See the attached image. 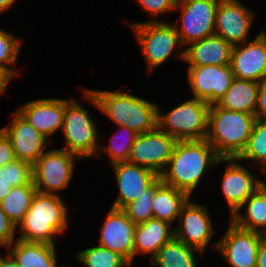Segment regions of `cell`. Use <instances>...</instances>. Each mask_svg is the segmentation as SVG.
Instances as JSON below:
<instances>
[{"instance_id":"1","label":"cell","mask_w":266,"mask_h":267,"mask_svg":"<svg viewBox=\"0 0 266 267\" xmlns=\"http://www.w3.org/2000/svg\"><path fill=\"white\" fill-rule=\"evenodd\" d=\"M219 162L222 163V158L206 139L177 141L166 168L159 176L164 184L191 197L207 168Z\"/></svg>"},{"instance_id":"2","label":"cell","mask_w":266,"mask_h":267,"mask_svg":"<svg viewBox=\"0 0 266 267\" xmlns=\"http://www.w3.org/2000/svg\"><path fill=\"white\" fill-rule=\"evenodd\" d=\"M84 96L98 110L105 113L117 126L130 128L137 134L157 127L158 105L146 99L121 91L84 88Z\"/></svg>"},{"instance_id":"3","label":"cell","mask_w":266,"mask_h":267,"mask_svg":"<svg viewBox=\"0 0 266 267\" xmlns=\"http://www.w3.org/2000/svg\"><path fill=\"white\" fill-rule=\"evenodd\" d=\"M255 121V115L211 104L205 139L221 158H237L248 143Z\"/></svg>"},{"instance_id":"4","label":"cell","mask_w":266,"mask_h":267,"mask_svg":"<svg viewBox=\"0 0 266 267\" xmlns=\"http://www.w3.org/2000/svg\"><path fill=\"white\" fill-rule=\"evenodd\" d=\"M67 215L66 204L58 193L36 192L28 212L18 224V239L55 245L54 238L63 234L68 226Z\"/></svg>"},{"instance_id":"5","label":"cell","mask_w":266,"mask_h":267,"mask_svg":"<svg viewBox=\"0 0 266 267\" xmlns=\"http://www.w3.org/2000/svg\"><path fill=\"white\" fill-rule=\"evenodd\" d=\"M210 105L192 98L162 115L158 107L157 126L177 141L204 140Z\"/></svg>"},{"instance_id":"6","label":"cell","mask_w":266,"mask_h":267,"mask_svg":"<svg viewBox=\"0 0 266 267\" xmlns=\"http://www.w3.org/2000/svg\"><path fill=\"white\" fill-rule=\"evenodd\" d=\"M65 148L80 159L98 156L97 125L91 119L88 110L77 100L65 99V113L62 124Z\"/></svg>"},{"instance_id":"7","label":"cell","mask_w":266,"mask_h":267,"mask_svg":"<svg viewBox=\"0 0 266 267\" xmlns=\"http://www.w3.org/2000/svg\"><path fill=\"white\" fill-rule=\"evenodd\" d=\"M137 41L140 43L148 72L159 67L178 47H183L174 23L149 20L147 22L130 23Z\"/></svg>"},{"instance_id":"8","label":"cell","mask_w":266,"mask_h":267,"mask_svg":"<svg viewBox=\"0 0 266 267\" xmlns=\"http://www.w3.org/2000/svg\"><path fill=\"white\" fill-rule=\"evenodd\" d=\"M78 156L64 149L45 151L33 164V183L37 192L56 195V191L67 188L74 175Z\"/></svg>"},{"instance_id":"9","label":"cell","mask_w":266,"mask_h":267,"mask_svg":"<svg viewBox=\"0 0 266 267\" xmlns=\"http://www.w3.org/2000/svg\"><path fill=\"white\" fill-rule=\"evenodd\" d=\"M219 0H178L180 24H174L183 46L215 34V16ZM179 25V26H178Z\"/></svg>"},{"instance_id":"10","label":"cell","mask_w":266,"mask_h":267,"mask_svg":"<svg viewBox=\"0 0 266 267\" xmlns=\"http://www.w3.org/2000/svg\"><path fill=\"white\" fill-rule=\"evenodd\" d=\"M177 140L158 126L138 134L131 147L128 162L153 170L158 176L166 168Z\"/></svg>"},{"instance_id":"11","label":"cell","mask_w":266,"mask_h":267,"mask_svg":"<svg viewBox=\"0 0 266 267\" xmlns=\"http://www.w3.org/2000/svg\"><path fill=\"white\" fill-rule=\"evenodd\" d=\"M261 236V233L242 229L230 220L224 236L212 246L231 267H256Z\"/></svg>"},{"instance_id":"12","label":"cell","mask_w":266,"mask_h":267,"mask_svg":"<svg viewBox=\"0 0 266 267\" xmlns=\"http://www.w3.org/2000/svg\"><path fill=\"white\" fill-rule=\"evenodd\" d=\"M188 84L197 98L209 105L215 104L230 88L234 80L231 65L188 67Z\"/></svg>"},{"instance_id":"13","label":"cell","mask_w":266,"mask_h":267,"mask_svg":"<svg viewBox=\"0 0 266 267\" xmlns=\"http://www.w3.org/2000/svg\"><path fill=\"white\" fill-rule=\"evenodd\" d=\"M255 13L239 0H219L215 16V35L235 46L248 41Z\"/></svg>"},{"instance_id":"14","label":"cell","mask_w":266,"mask_h":267,"mask_svg":"<svg viewBox=\"0 0 266 267\" xmlns=\"http://www.w3.org/2000/svg\"><path fill=\"white\" fill-rule=\"evenodd\" d=\"M178 220L180 223L174 228V238L201 252L205 251L215 233L206 206L189 199L182 207Z\"/></svg>"},{"instance_id":"15","label":"cell","mask_w":266,"mask_h":267,"mask_svg":"<svg viewBox=\"0 0 266 267\" xmlns=\"http://www.w3.org/2000/svg\"><path fill=\"white\" fill-rule=\"evenodd\" d=\"M230 65L235 78L263 82L266 80V32L261 31L251 42L232 48Z\"/></svg>"},{"instance_id":"16","label":"cell","mask_w":266,"mask_h":267,"mask_svg":"<svg viewBox=\"0 0 266 267\" xmlns=\"http://www.w3.org/2000/svg\"><path fill=\"white\" fill-rule=\"evenodd\" d=\"M135 227L123 209L111 207L101 228L99 245L119 253L132 264Z\"/></svg>"},{"instance_id":"17","label":"cell","mask_w":266,"mask_h":267,"mask_svg":"<svg viewBox=\"0 0 266 267\" xmlns=\"http://www.w3.org/2000/svg\"><path fill=\"white\" fill-rule=\"evenodd\" d=\"M236 161L238 162L236 157L222 158L223 163L228 162L222 178L221 188L230 209V217L251 194L266 182V180H256L247 168L236 163Z\"/></svg>"},{"instance_id":"18","label":"cell","mask_w":266,"mask_h":267,"mask_svg":"<svg viewBox=\"0 0 266 267\" xmlns=\"http://www.w3.org/2000/svg\"><path fill=\"white\" fill-rule=\"evenodd\" d=\"M13 116L10 126L1 130L9 138L15 158L33 164L46 151L48 139L17 111Z\"/></svg>"},{"instance_id":"19","label":"cell","mask_w":266,"mask_h":267,"mask_svg":"<svg viewBox=\"0 0 266 267\" xmlns=\"http://www.w3.org/2000/svg\"><path fill=\"white\" fill-rule=\"evenodd\" d=\"M119 188L118 198L113 208L124 209L129 203L142 195L158 175L151 169L139 166L128 161L112 164Z\"/></svg>"},{"instance_id":"20","label":"cell","mask_w":266,"mask_h":267,"mask_svg":"<svg viewBox=\"0 0 266 267\" xmlns=\"http://www.w3.org/2000/svg\"><path fill=\"white\" fill-rule=\"evenodd\" d=\"M17 112L48 139L55 131L62 128L65 99H36L19 107Z\"/></svg>"},{"instance_id":"21","label":"cell","mask_w":266,"mask_h":267,"mask_svg":"<svg viewBox=\"0 0 266 267\" xmlns=\"http://www.w3.org/2000/svg\"><path fill=\"white\" fill-rule=\"evenodd\" d=\"M188 46L179 52L177 57L187 62L189 67L230 64L233 46L221 36L214 34L191 42Z\"/></svg>"},{"instance_id":"22","label":"cell","mask_w":266,"mask_h":267,"mask_svg":"<svg viewBox=\"0 0 266 267\" xmlns=\"http://www.w3.org/2000/svg\"><path fill=\"white\" fill-rule=\"evenodd\" d=\"M174 238L171 224L156 218L136 224L134 231V258L147 253L152 258L159 249Z\"/></svg>"},{"instance_id":"23","label":"cell","mask_w":266,"mask_h":267,"mask_svg":"<svg viewBox=\"0 0 266 267\" xmlns=\"http://www.w3.org/2000/svg\"><path fill=\"white\" fill-rule=\"evenodd\" d=\"M56 246L43 242H28L18 238L7 253L17 267H60L57 265Z\"/></svg>"},{"instance_id":"24","label":"cell","mask_w":266,"mask_h":267,"mask_svg":"<svg viewBox=\"0 0 266 267\" xmlns=\"http://www.w3.org/2000/svg\"><path fill=\"white\" fill-rule=\"evenodd\" d=\"M260 83L234 78L225 95L215 104L227 110L255 115Z\"/></svg>"},{"instance_id":"25","label":"cell","mask_w":266,"mask_h":267,"mask_svg":"<svg viewBox=\"0 0 266 267\" xmlns=\"http://www.w3.org/2000/svg\"><path fill=\"white\" fill-rule=\"evenodd\" d=\"M245 206L246 212L241 214ZM230 220L242 229L266 234V182L244 201Z\"/></svg>"},{"instance_id":"26","label":"cell","mask_w":266,"mask_h":267,"mask_svg":"<svg viewBox=\"0 0 266 267\" xmlns=\"http://www.w3.org/2000/svg\"><path fill=\"white\" fill-rule=\"evenodd\" d=\"M189 199L190 196L184 191L162 183L152 197L153 218L172 224Z\"/></svg>"},{"instance_id":"27","label":"cell","mask_w":266,"mask_h":267,"mask_svg":"<svg viewBox=\"0 0 266 267\" xmlns=\"http://www.w3.org/2000/svg\"><path fill=\"white\" fill-rule=\"evenodd\" d=\"M200 250L173 238L151 258V267H196Z\"/></svg>"},{"instance_id":"28","label":"cell","mask_w":266,"mask_h":267,"mask_svg":"<svg viewBox=\"0 0 266 267\" xmlns=\"http://www.w3.org/2000/svg\"><path fill=\"white\" fill-rule=\"evenodd\" d=\"M36 192L37 189L32 180L27 185L13 187L6 197L0 201L1 208L17 227L28 212Z\"/></svg>"},{"instance_id":"29","label":"cell","mask_w":266,"mask_h":267,"mask_svg":"<svg viewBox=\"0 0 266 267\" xmlns=\"http://www.w3.org/2000/svg\"><path fill=\"white\" fill-rule=\"evenodd\" d=\"M237 159L261 162L260 171L266 177V120L256 119L248 143Z\"/></svg>"},{"instance_id":"30","label":"cell","mask_w":266,"mask_h":267,"mask_svg":"<svg viewBox=\"0 0 266 267\" xmlns=\"http://www.w3.org/2000/svg\"><path fill=\"white\" fill-rule=\"evenodd\" d=\"M77 260L86 267H127L131 264L119 253L100 245L79 251Z\"/></svg>"},{"instance_id":"31","label":"cell","mask_w":266,"mask_h":267,"mask_svg":"<svg viewBox=\"0 0 266 267\" xmlns=\"http://www.w3.org/2000/svg\"><path fill=\"white\" fill-rule=\"evenodd\" d=\"M161 177L158 176L136 200L129 203L123 210L127 216L135 223L139 224L153 218L152 197L155 190L162 184Z\"/></svg>"},{"instance_id":"32","label":"cell","mask_w":266,"mask_h":267,"mask_svg":"<svg viewBox=\"0 0 266 267\" xmlns=\"http://www.w3.org/2000/svg\"><path fill=\"white\" fill-rule=\"evenodd\" d=\"M21 45L22 41L15 35L0 29V70L11 80L19 75V72L10 68L9 65H16Z\"/></svg>"},{"instance_id":"33","label":"cell","mask_w":266,"mask_h":267,"mask_svg":"<svg viewBox=\"0 0 266 267\" xmlns=\"http://www.w3.org/2000/svg\"><path fill=\"white\" fill-rule=\"evenodd\" d=\"M0 180L17 187L27 185L33 180L32 164L30 162L14 159L4 166H0Z\"/></svg>"},{"instance_id":"34","label":"cell","mask_w":266,"mask_h":267,"mask_svg":"<svg viewBox=\"0 0 266 267\" xmlns=\"http://www.w3.org/2000/svg\"><path fill=\"white\" fill-rule=\"evenodd\" d=\"M119 127H120V130H122L121 135H122V133L126 134V135L123 134V135H125L124 137H126V139H124L125 143H124V141L121 142V144L117 143L119 141L116 142L115 139H117L119 137L118 136L119 132H117V133H115V135L110 137V145L109 146H105V147L101 146L100 147L102 149L101 151L109 156L108 158H109L110 163H111L110 165L118 163V162L128 161L129 156H130L131 147L135 143V140L138 136V134L136 132H134L133 130H131L130 128H127L124 126H119Z\"/></svg>"},{"instance_id":"35","label":"cell","mask_w":266,"mask_h":267,"mask_svg":"<svg viewBox=\"0 0 266 267\" xmlns=\"http://www.w3.org/2000/svg\"><path fill=\"white\" fill-rule=\"evenodd\" d=\"M17 226L7 217L0 205V246L9 247L15 239Z\"/></svg>"},{"instance_id":"36","label":"cell","mask_w":266,"mask_h":267,"mask_svg":"<svg viewBox=\"0 0 266 267\" xmlns=\"http://www.w3.org/2000/svg\"><path fill=\"white\" fill-rule=\"evenodd\" d=\"M151 17H158L175 9L176 0H137Z\"/></svg>"},{"instance_id":"37","label":"cell","mask_w":266,"mask_h":267,"mask_svg":"<svg viewBox=\"0 0 266 267\" xmlns=\"http://www.w3.org/2000/svg\"><path fill=\"white\" fill-rule=\"evenodd\" d=\"M15 158L9 138L0 129V166L6 165Z\"/></svg>"},{"instance_id":"38","label":"cell","mask_w":266,"mask_h":267,"mask_svg":"<svg viewBox=\"0 0 266 267\" xmlns=\"http://www.w3.org/2000/svg\"><path fill=\"white\" fill-rule=\"evenodd\" d=\"M255 116L256 119L266 120V80L260 83Z\"/></svg>"},{"instance_id":"39","label":"cell","mask_w":266,"mask_h":267,"mask_svg":"<svg viewBox=\"0 0 266 267\" xmlns=\"http://www.w3.org/2000/svg\"><path fill=\"white\" fill-rule=\"evenodd\" d=\"M256 267H266V234H262L260 238Z\"/></svg>"},{"instance_id":"40","label":"cell","mask_w":266,"mask_h":267,"mask_svg":"<svg viewBox=\"0 0 266 267\" xmlns=\"http://www.w3.org/2000/svg\"><path fill=\"white\" fill-rule=\"evenodd\" d=\"M10 81L11 79L0 70V95L6 91Z\"/></svg>"},{"instance_id":"41","label":"cell","mask_w":266,"mask_h":267,"mask_svg":"<svg viewBox=\"0 0 266 267\" xmlns=\"http://www.w3.org/2000/svg\"><path fill=\"white\" fill-rule=\"evenodd\" d=\"M11 189L12 187L9 186V184L0 180V201L6 197V195L10 192Z\"/></svg>"},{"instance_id":"42","label":"cell","mask_w":266,"mask_h":267,"mask_svg":"<svg viewBox=\"0 0 266 267\" xmlns=\"http://www.w3.org/2000/svg\"><path fill=\"white\" fill-rule=\"evenodd\" d=\"M0 267H17L12 257L7 254V257L0 258Z\"/></svg>"},{"instance_id":"43","label":"cell","mask_w":266,"mask_h":267,"mask_svg":"<svg viewBox=\"0 0 266 267\" xmlns=\"http://www.w3.org/2000/svg\"><path fill=\"white\" fill-rule=\"evenodd\" d=\"M15 2L16 0H0V14L13 6Z\"/></svg>"}]
</instances>
